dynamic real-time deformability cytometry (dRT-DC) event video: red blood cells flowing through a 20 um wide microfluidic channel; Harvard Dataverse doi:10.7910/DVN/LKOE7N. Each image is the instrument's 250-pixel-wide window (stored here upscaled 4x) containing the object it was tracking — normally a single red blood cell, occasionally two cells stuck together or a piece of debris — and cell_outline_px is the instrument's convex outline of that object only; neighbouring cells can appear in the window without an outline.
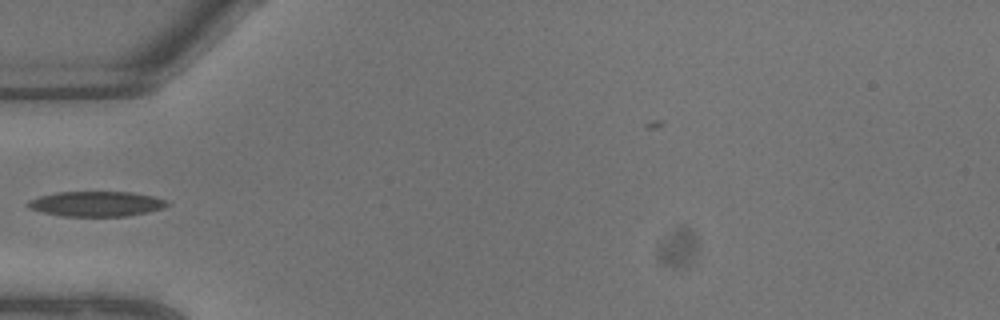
{"species": "common noctule bat (a hibernating species)", "species_latin": "Nyctalus noctula", "temperature_condition": "warm", "stored_images_in_passage": 3, "camera_frame_rate_fps": 3000, "um_per_image_px": 0.085, "animal": {"sex": "male", "body_mass_g": 13.3}, "frame": {"image": 1, "passage_image": 1, "time_ms": 0.0, "image_size_px": [1000, 320], "cell_outline_px": [[168, 204], [160, 208], [148, 212], [124, 216], [60, 216], [28, 208], [24, 204], [28, 200], [40, 196], [56, 192], [132, 192], [152, 196], [164, 200]], "centroid_in_image_um": [8.1, 17.32], "position_along_channel_um": 76.9, "area_um2": 20.17}}
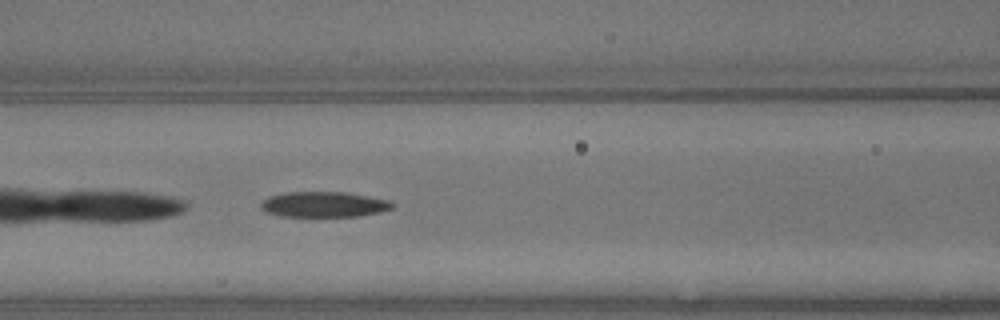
{"frame": {"image": 2, "passage_image": 3, "time_ms": 0.667, "image_size_px": [1000, 320], "cell_outline_px": [[396, 204], [392, 208], [380, 212], [360, 216], [280, 216], [264, 212], [260, 208], [260, 204], [268, 196], [288, 192], [344, 192], [392, 200]], "centroid_in_image_um": [27.54, 17.37], "position_along_channel_um": 139.1, "area_um2": 19.65}}